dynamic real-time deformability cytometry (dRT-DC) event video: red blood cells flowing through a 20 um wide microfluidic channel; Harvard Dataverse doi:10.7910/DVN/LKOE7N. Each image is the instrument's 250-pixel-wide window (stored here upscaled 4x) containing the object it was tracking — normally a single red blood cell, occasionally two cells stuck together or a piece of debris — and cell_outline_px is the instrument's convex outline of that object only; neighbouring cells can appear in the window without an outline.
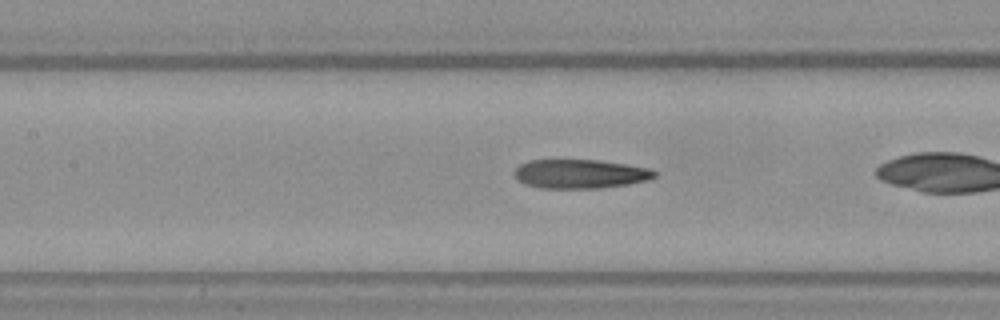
{"species": "Egyptian fruit bat (a non-hibernating species)", "species_latin": "Rousettus aegyptiacus", "temperature_condition": "warm", "stored_images_in_passage": 39, "camera_frame_rate_fps": 3000, "um_per_image_px": 0.085, "frame": {"image": 1, "passage_image": 22, "time_ms": 7.0, "image_size_px": [1000, 320], "cell_outline_px": [[656, 176], [648, 180], [628, 184], [600, 188], [540, 188], [524, 184], [516, 180], [512, 176], [512, 172], [520, 164], [528, 160], [556, 156], [600, 160], [628, 164], [648, 168], [656, 172]], "centroid_in_image_um": [49.19, 14.72], "position_along_channel_um": 158.2, "area_um2": 25.03}}